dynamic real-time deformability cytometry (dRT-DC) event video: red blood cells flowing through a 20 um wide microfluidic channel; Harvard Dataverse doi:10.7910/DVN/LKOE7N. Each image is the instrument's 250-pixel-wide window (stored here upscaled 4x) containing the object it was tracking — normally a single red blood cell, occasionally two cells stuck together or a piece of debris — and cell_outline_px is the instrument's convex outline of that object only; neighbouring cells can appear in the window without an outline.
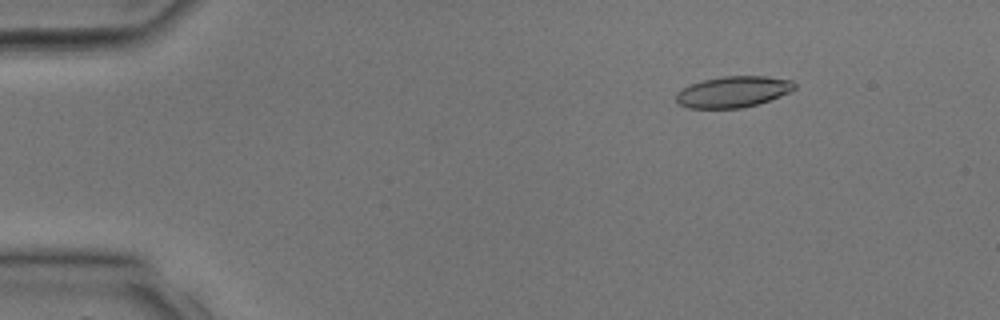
{"species": "common noctule bat (a hibernating species)", "species_latin": "Nyctalus noctula", "temperature_condition": "room temperature", "stored_images_in_passage": 30, "camera_frame_rate_fps": 3000, "um_per_image_px": 0.085, "animal": {"sex": "male", "body_mass_g": 17.9, "forearm_length_mm": 54.2}, "frame": {"image": 1, "passage_image": 1, "time_ms": 0.0, "image_size_px": [1000, 320], "cell_outline_px": [[796, 88], [780, 96], [744, 108], [688, 108], [676, 104], [676, 92], [688, 84], [704, 80], [724, 76], [764, 76], [792, 80], [796, 84]], "centroid_in_image_um": [62.27, 7.8], "position_along_channel_um": 22.7, "area_um2": 21.56}}
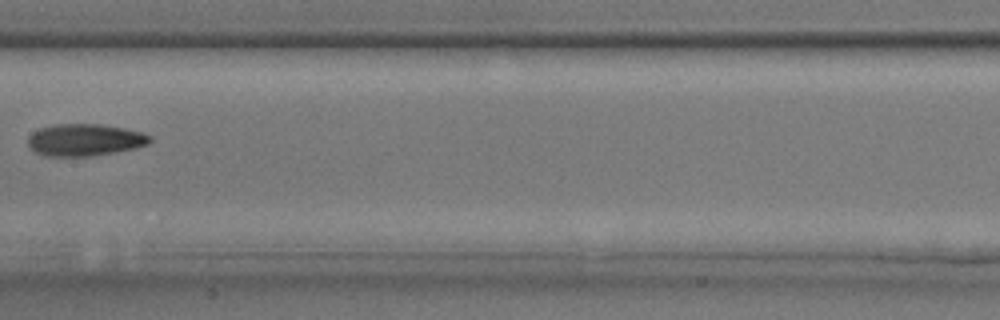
{"frame": {"image": 2, "passage_image": 14, "time_ms": 4.333, "image_size_px": [1000, 320], "cell_outline_px": [[152, 140], [148, 144], [136, 148], [92, 156], [48, 156], [36, 152], [28, 144], [28, 136], [32, 132], [40, 128], [56, 124], [100, 124], [124, 128], [144, 132], [152, 136]], "centroid_in_image_um": [7.24, 11.88], "position_along_channel_um": 200.2, "area_um2": 22.83}}
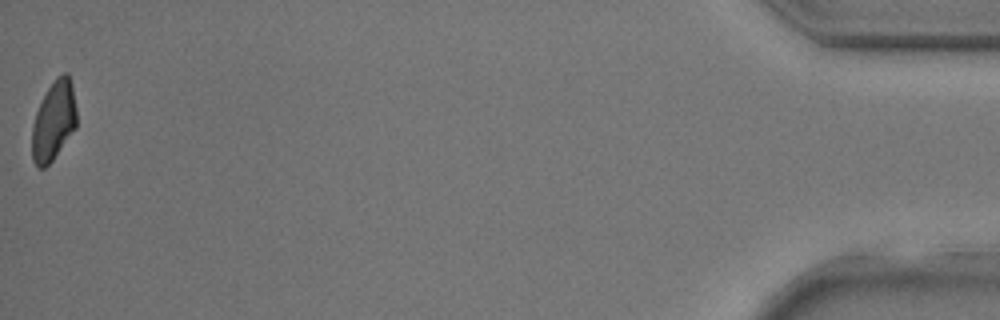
{"frame": {"image": 3, "passage_image": 30, "time_ms": 9.667, "image_size_px": [1000, 320], "cell_outline_px": [[76, 128], [52, 160], [44, 168], [40, 168], [32, 160], [32, 124], [36, 112], [48, 88], [56, 76], [64, 72], [68, 72], [72, 84], [76, 108]], "centroid_in_image_um": [4.57, 10.25], "position_along_channel_um": 430.6, "area_um2": 20.58}}